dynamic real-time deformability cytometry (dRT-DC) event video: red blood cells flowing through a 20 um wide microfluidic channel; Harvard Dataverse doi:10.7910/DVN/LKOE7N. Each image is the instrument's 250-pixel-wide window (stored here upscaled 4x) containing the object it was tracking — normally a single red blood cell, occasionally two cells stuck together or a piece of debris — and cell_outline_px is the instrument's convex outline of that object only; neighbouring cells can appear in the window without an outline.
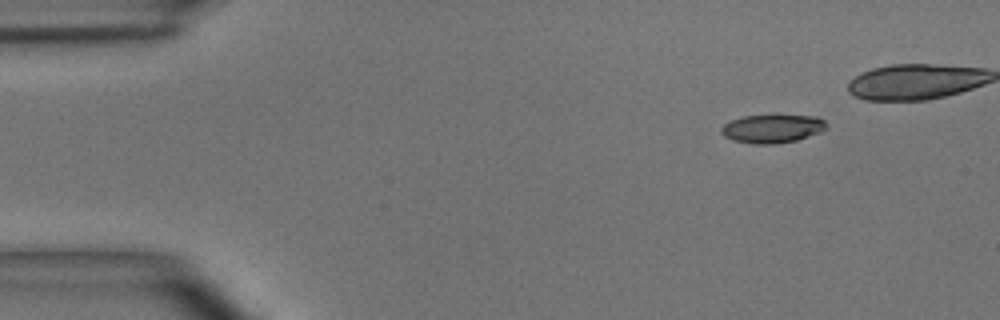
{"species": "common noctule bat (a hibernating species)", "species_latin": "Nyctalus noctula", "temperature_condition": "room temperature", "stored_images_in_passage": 35, "camera_frame_rate_fps": 3000, "um_per_image_px": 0.085, "animal": {"sex": "male", "body_mass_g": 15.6}, "frame": {"image": 1, "passage_image": 1, "time_ms": 0.0, "image_size_px": [1000, 320], "cell_outline_px": [[828, 128], [820, 132], [796, 140], [776, 144], [756, 144], [732, 140], [724, 136], [720, 132], [720, 128], [724, 124], [732, 120], [744, 116], [776, 112], [816, 116], [824, 120], [828, 124]], "centroid_in_image_um": [65.68, 10.88], "position_along_channel_um": 19.3, "area_um2": 18.32}}
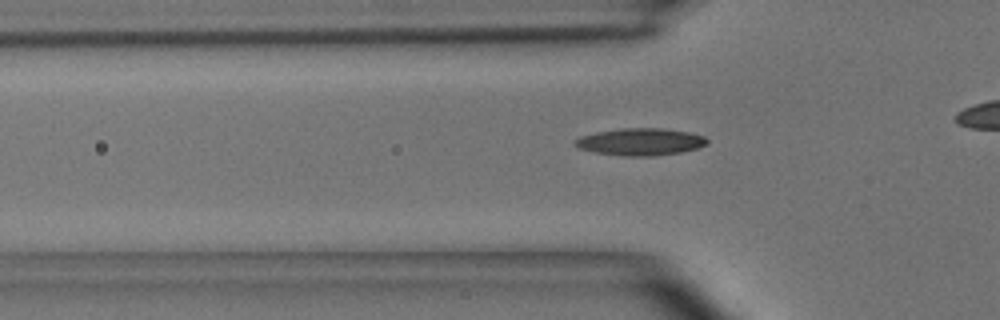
{"frame": {"image": 2, "passage_image": 11, "time_ms": 3.333, "image_size_px": [1000, 320], "cell_outline_px": [[708, 144], [700, 148], [680, 152], [656, 156], [624, 156], [596, 152], [580, 148], [572, 144], [580, 136], [596, 132], [620, 128], [664, 128], [688, 132], [704, 136], [708, 140]], "centroid_in_image_um": [54.47, 12.05], "position_along_channel_um": 71.3, "area_um2": 20.98}}
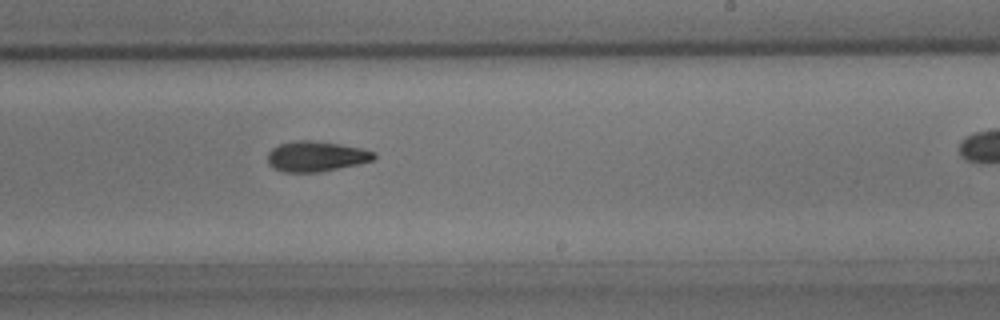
{"frame": {"image": 3, "passage_image": 25, "time_ms": 8.0, "image_size_px": [1000, 320], "cell_outline_px": [[376, 156], [372, 160], [356, 164], [320, 172], [284, 172], [272, 168], [268, 164], [268, 152], [272, 148], [280, 144], [296, 140], [312, 140], [340, 144], [360, 148], [376, 152]], "centroid_in_image_um": [26.83, 13.29], "position_along_channel_um": 262.2, "area_um2": 18.73}}